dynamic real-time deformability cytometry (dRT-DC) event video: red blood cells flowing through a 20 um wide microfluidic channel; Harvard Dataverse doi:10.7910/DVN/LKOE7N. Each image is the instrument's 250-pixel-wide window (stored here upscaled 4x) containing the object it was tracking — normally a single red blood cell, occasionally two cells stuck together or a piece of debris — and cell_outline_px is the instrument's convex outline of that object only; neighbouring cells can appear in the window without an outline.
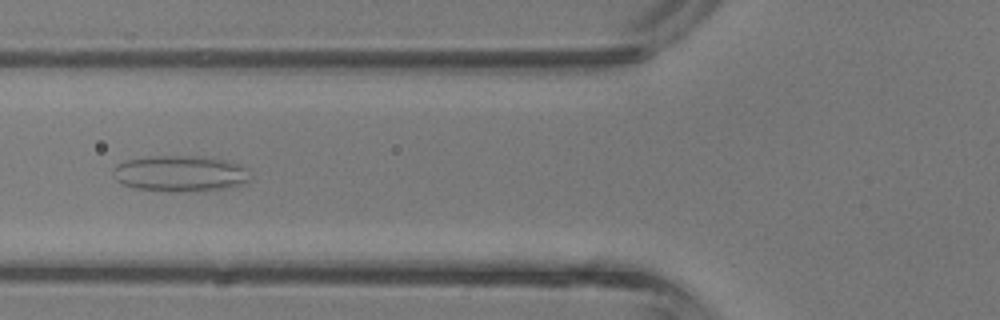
{"species": "common noctule bat (a hibernating species)", "species_latin": "Nyctalus noctula", "temperature_condition": "room temperature", "stored_images_in_passage": 40, "camera_frame_rate_fps": 3000, "um_per_image_px": 0.085, "animal": {"sex": "male", "body_mass_g": 13.3}, "frame": {"image": 1, "passage_image": 17, "time_ms": 5.333, "image_size_px": [1000, 320], "cell_outline_px": [[248, 180], [240, 184], [224, 188], [204, 192], [168, 192], [136, 188], [124, 184], [116, 180], [112, 168], [128, 160], [156, 156], [204, 156], [228, 160], [240, 164], [244, 168]], "centroid_in_image_um": [15.32, 14.76], "position_along_channel_um": 110.5, "area_um2": 28.73}}
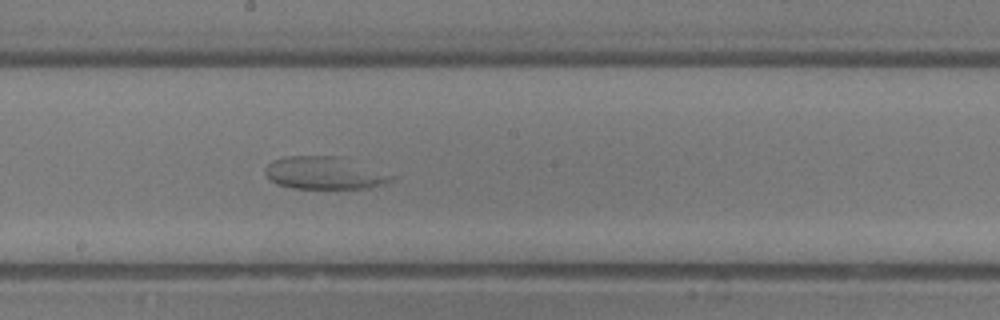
{"frame": {"image": 2, "passage_image": 24, "time_ms": 7.667, "image_size_px": [1000, 320], "cell_outline_px": [[392, 180], [368, 188], [292, 188], [276, 184], [264, 172], [264, 168], [272, 160], [288, 156], [340, 156], [392, 176]], "centroid_in_image_um": [27.47, 14.7], "position_along_channel_um": 220.7, "area_um2": 23.35}}
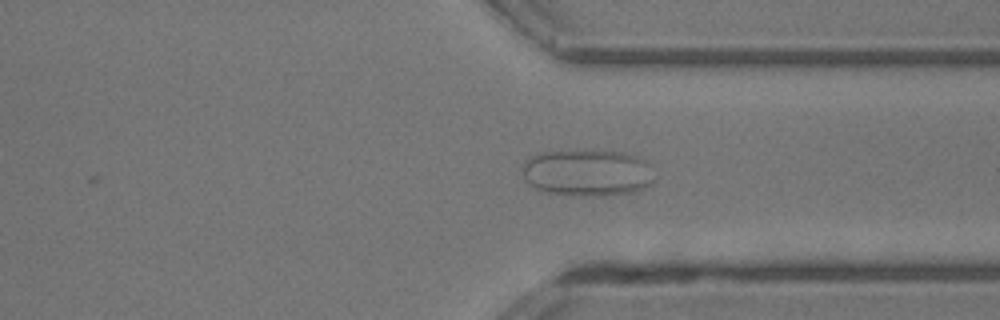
{"frame": {"image": 3, "passage_image": 33, "time_ms": 10.667, "image_size_px": [1000, 320], "cell_outline_px": [[652, 180], [648, 184], [632, 192], [608, 196], [580, 196], [548, 192], [536, 188], [528, 180], [524, 172], [524, 160], [540, 152], [620, 152], [636, 156], [644, 160]], "centroid_in_image_um": [49.89, 14.71], "position_along_channel_um": 361.5, "area_um2": 34.68}}